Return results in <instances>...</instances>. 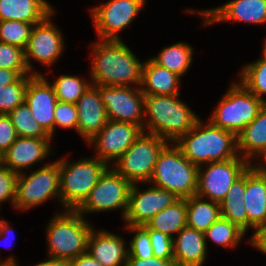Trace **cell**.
<instances>
[{
  "instance_id": "obj_1",
  "label": "cell",
  "mask_w": 266,
  "mask_h": 266,
  "mask_svg": "<svg viewBox=\"0 0 266 266\" xmlns=\"http://www.w3.org/2000/svg\"><path fill=\"white\" fill-rule=\"evenodd\" d=\"M91 46L92 85L141 87L144 61L137 58L122 39L99 40Z\"/></svg>"
},
{
  "instance_id": "obj_2",
  "label": "cell",
  "mask_w": 266,
  "mask_h": 266,
  "mask_svg": "<svg viewBox=\"0 0 266 266\" xmlns=\"http://www.w3.org/2000/svg\"><path fill=\"white\" fill-rule=\"evenodd\" d=\"M179 95L144 96L143 132L175 143L194 127L200 117L179 99Z\"/></svg>"
},
{
  "instance_id": "obj_3",
  "label": "cell",
  "mask_w": 266,
  "mask_h": 266,
  "mask_svg": "<svg viewBox=\"0 0 266 266\" xmlns=\"http://www.w3.org/2000/svg\"><path fill=\"white\" fill-rule=\"evenodd\" d=\"M200 119L175 142L191 163L199 167L239 156L237 136L233 132L221 129L209 120L204 122Z\"/></svg>"
},
{
  "instance_id": "obj_4",
  "label": "cell",
  "mask_w": 266,
  "mask_h": 266,
  "mask_svg": "<svg viewBox=\"0 0 266 266\" xmlns=\"http://www.w3.org/2000/svg\"><path fill=\"white\" fill-rule=\"evenodd\" d=\"M47 257L73 260L87 252L93 225L76 210H61L47 224Z\"/></svg>"
},
{
  "instance_id": "obj_5",
  "label": "cell",
  "mask_w": 266,
  "mask_h": 266,
  "mask_svg": "<svg viewBox=\"0 0 266 266\" xmlns=\"http://www.w3.org/2000/svg\"><path fill=\"white\" fill-rule=\"evenodd\" d=\"M198 168L175 143L169 142L160 152L148 183L187 199L196 195Z\"/></svg>"
},
{
  "instance_id": "obj_6",
  "label": "cell",
  "mask_w": 266,
  "mask_h": 266,
  "mask_svg": "<svg viewBox=\"0 0 266 266\" xmlns=\"http://www.w3.org/2000/svg\"><path fill=\"white\" fill-rule=\"evenodd\" d=\"M110 166L96 156L74 162L59 159L60 197L64 210H77Z\"/></svg>"
},
{
  "instance_id": "obj_7",
  "label": "cell",
  "mask_w": 266,
  "mask_h": 266,
  "mask_svg": "<svg viewBox=\"0 0 266 266\" xmlns=\"http://www.w3.org/2000/svg\"><path fill=\"white\" fill-rule=\"evenodd\" d=\"M264 104L240 81L232 82L208 119L213 125L236 136L257 116Z\"/></svg>"
},
{
  "instance_id": "obj_8",
  "label": "cell",
  "mask_w": 266,
  "mask_h": 266,
  "mask_svg": "<svg viewBox=\"0 0 266 266\" xmlns=\"http://www.w3.org/2000/svg\"><path fill=\"white\" fill-rule=\"evenodd\" d=\"M43 165L28 175L26 172L18 175L15 209L27 211L50 199H56L61 204L59 160Z\"/></svg>"
},
{
  "instance_id": "obj_9",
  "label": "cell",
  "mask_w": 266,
  "mask_h": 266,
  "mask_svg": "<svg viewBox=\"0 0 266 266\" xmlns=\"http://www.w3.org/2000/svg\"><path fill=\"white\" fill-rule=\"evenodd\" d=\"M169 142L154 134L142 132L126 152L112 165L132 184L149 182L162 149Z\"/></svg>"
},
{
  "instance_id": "obj_10",
  "label": "cell",
  "mask_w": 266,
  "mask_h": 266,
  "mask_svg": "<svg viewBox=\"0 0 266 266\" xmlns=\"http://www.w3.org/2000/svg\"><path fill=\"white\" fill-rule=\"evenodd\" d=\"M110 166L91 190L88 198L76 210L79 214H92L121 209L124 219L132 183Z\"/></svg>"
},
{
  "instance_id": "obj_11",
  "label": "cell",
  "mask_w": 266,
  "mask_h": 266,
  "mask_svg": "<svg viewBox=\"0 0 266 266\" xmlns=\"http://www.w3.org/2000/svg\"><path fill=\"white\" fill-rule=\"evenodd\" d=\"M55 10L49 14L41 23L32 28L30 38L24 49L25 61L29 72L33 75H42L35 71L32 60L47 68L56 63L65 50L64 35L58 26L52 22ZM63 35V36H62Z\"/></svg>"
},
{
  "instance_id": "obj_12",
  "label": "cell",
  "mask_w": 266,
  "mask_h": 266,
  "mask_svg": "<svg viewBox=\"0 0 266 266\" xmlns=\"http://www.w3.org/2000/svg\"><path fill=\"white\" fill-rule=\"evenodd\" d=\"M146 0H108L90 10L99 40H121L119 33L128 28L143 10Z\"/></svg>"
},
{
  "instance_id": "obj_13",
  "label": "cell",
  "mask_w": 266,
  "mask_h": 266,
  "mask_svg": "<svg viewBox=\"0 0 266 266\" xmlns=\"http://www.w3.org/2000/svg\"><path fill=\"white\" fill-rule=\"evenodd\" d=\"M249 165L250 163L239 155L233 159L208 163L205 167L199 166L196 195L220 203L233 182Z\"/></svg>"
},
{
  "instance_id": "obj_14",
  "label": "cell",
  "mask_w": 266,
  "mask_h": 266,
  "mask_svg": "<svg viewBox=\"0 0 266 266\" xmlns=\"http://www.w3.org/2000/svg\"><path fill=\"white\" fill-rule=\"evenodd\" d=\"M99 89L108 120L144 126V94L140 87L102 86Z\"/></svg>"
},
{
  "instance_id": "obj_15",
  "label": "cell",
  "mask_w": 266,
  "mask_h": 266,
  "mask_svg": "<svg viewBox=\"0 0 266 266\" xmlns=\"http://www.w3.org/2000/svg\"><path fill=\"white\" fill-rule=\"evenodd\" d=\"M142 132L143 129L139 125L108 120L107 124L87 142V145H93L96 151L95 156L111 166Z\"/></svg>"
},
{
  "instance_id": "obj_16",
  "label": "cell",
  "mask_w": 266,
  "mask_h": 266,
  "mask_svg": "<svg viewBox=\"0 0 266 266\" xmlns=\"http://www.w3.org/2000/svg\"><path fill=\"white\" fill-rule=\"evenodd\" d=\"M139 184H132L130 190L128 209L123 219L126 225H145L157 213L179 199L166 189L149 183L148 188L140 190Z\"/></svg>"
},
{
  "instance_id": "obj_17",
  "label": "cell",
  "mask_w": 266,
  "mask_h": 266,
  "mask_svg": "<svg viewBox=\"0 0 266 266\" xmlns=\"http://www.w3.org/2000/svg\"><path fill=\"white\" fill-rule=\"evenodd\" d=\"M197 13L203 19L202 26L220 22H241L248 24H266V0H230L224 5L206 10H184Z\"/></svg>"
},
{
  "instance_id": "obj_18",
  "label": "cell",
  "mask_w": 266,
  "mask_h": 266,
  "mask_svg": "<svg viewBox=\"0 0 266 266\" xmlns=\"http://www.w3.org/2000/svg\"><path fill=\"white\" fill-rule=\"evenodd\" d=\"M46 75H33L28 80L25 103L31 110L32 117L53 139L54 111L58 102L53 86Z\"/></svg>"
},
{
  "instance_id": "obj_19",
  "label": "cell",
  "mask_w": 266,
  "mask_h": 266,
  "mask_svg": "<svg viewBox=\"0 0 266 266\" xmlns=\"http://www.w3.org/2000/svg\"><path fill=\"white\" fill-rule=\"evenodd\" d=\"M52 138L20 137L2 154V165L20 174L27 168L42 162L50 155L55 156L51 149ZM52 152V153H51Z\"/></svg>"
},
{
  "instance_id": "obj_20",
  "label": "cell",
  "mask_w": 266,
  "mask_h": 266,
  "mask_svg": "<svg viewBox=\"0 0 266 266\" xmlns=\"http://www.w3.org/2000/svg\"><path fill=\"white\" fill-rule=\"evenodd\" d=\"M76 107L78 111L77 133L87 143L108 121L99 89L91 84L76 102Z\"/></svg>"
},
{
  "instance_id": "obj_21",
  "label": "cell",
  "mask_w": 266,
  "mask_h": 266,
  "mask_svg": "<svg viewBox=\"0 0 266 266\" xmlns=\"http://www.w3.org/2000/svg\"><path fill=\"white\" fill-rule=\"evenodd\" d=\"M126 240L106 230H91L87 252L103 266H124L128 258Z\"/></svg>"
},
{
  "instance_id": "obj_22",
  "label": "cell",
  "mask_w": 266,
  "mask_h": 266,
  "mask_svg": "<svg viewBox=\"0 0 266 266\" xmlns=\"http://www.w3.org/2000/svg\"><path fill=\"white\" fill-rule=\"evenodd\" d=\"M244 205L248 217V229L254 231L266 220V174L250 165L245 170Z\"/></svg>"
},
{
  "instance_id": "obj_23",
  "label": "cell",
  "mask_w": 266,
  "mask_h": 266,
  "mask_svg": "<svg viewBox=\"0 0 266 266\" xmlns=\"http://www.w3.org/2000/svg\"><path fill=\"white\" fill-rule=\"evenodd\" d=\"M173 238V259L175 266H203L206 261L207 245L204 233L184 227Z\"/></svg>"
},
{
  "instance_id": "obj_24",
  "label": "cell",
  "mask_w": 266,
  "mask_h": 266,
  "mask_svg": "<svg viewBox=\"0 0 266 266\" xmlns=\"http://www.w3.org/2000/svg\"><path fill=\"white\" fill-rule=\"evenodd\" d=\"M181 77L167 68L156 64L151 58L142 66L141 90L144 95H176L179 92Z\"/></svg>"
},
{
  "instance_id": "obj_25",
  "label": "cell",
  "mask_w": 266,
  "mask_h": 266,
  "mask_svg": "<svg viewBox=\"0 0 266 266\" xmlns=\"http://www.w3.org/2000/svg\"><path fill=\"white\" fill-rule=\"evenodd\" d=\"M47 0H0V21L41 23L55 9Z\"/></svg>"
},
{
  "instance_id": "obj_26",
  "label": "cell",
  "mask_w": 266,
  "mask_h": 266,
  "mask_svg": "<svg viewBox=\"0 0 266 266\" xmlns=\"http://www.w3.org/2000/svg\"><path fill=\"white\" fill-rule=\"evenodd\" d=\"M266 148V103H264L256 118L237 135L238 154L250 164L255 157Z\"/></svg>"
},
{
  "instance_id": "obj_27",
  "label": "cell",
  "mask_w": 266,
  "mask_h": 266,
  "mask_svg": "<svg viewBox=\"0 0 266 266\" xmlns=\"http://www.w3.org/2000/svg\"><path fill=\"white\" fill-rule=\"evenodd\" d=\"M245 171L237 178L224 199L220 202L221 217L237 224L245 232L248 231V217L244 205Z\"/></svg>"
},
{
  "instance_id": "obj_28",
  "label": "cell",
  "mask_w": 266,
  "mask_h": 266,
  "mask_svg": "<svg viewBox=\"0 0 266 266\" xmlns=\"http://www.w3.org/2000/svg\"><path fill=\"white\" fill-rule=\"evenodd\" d=\"M187 227L205 232L221 217L220 203L197 195L186 199Z\"/></svg>"
},
{
  "instance_id": "obj_29",
  "label": "cell",
  "mask_w": 266,
  "mask_h": 266,
  "mask_svg": "<svg viewBox=\"0 0 266 266\" xmlns=\"http://www.w3.org/2000/svg\"><path fill=\"white\" fill-rule=\"evenodd\" d=\"M186 199H178L172 205L157 213L146 225L174 238L187 225Z\"/></svg>"
},
{
  "instance_id": "obj_30",
  "label": "cell",
  "mask_w": 266,
  "mask_h": 266,
  "mask_svg": "<svg viewBox=\"0 0 266 266\" xmlns=\"http://www.w3.org/2000/svg\"><path fill=\"white\" fill-rule=\"evenodd\" d=\"M193 47L177 42L164 47L157 56L151 58L156 64L182 77L190 69L193 61Z\"/></svg>"
},
{
  "instance_id": "obj_31",
  "label": "cell",
  "mask_w": 266,
  "mask_h": 266,
  "mask_svg": "<svg viewBox=\"0 0 266 266\" xmlns=\"http://www.w3.org/2000/svg\"><path fill=\"white\" fill-rule=\"evenodd\" d=\"M245 234L246 232L237 224L220 217L204 232V238L206 244L207 241L211 240L216 246L231 247L230 249H234L244 239Z\"/></svg>"
},
{
  "instance_id": "obj_32",
  "label": "cell",
  "mask_w": 266,
  "mask_h": 266,
  "mask_svg": "<svg viewBox=\"0 0 266 266\" xmlns=\"http://www.w3.org/2000/svg\"><path fill=\"white\" fill-rule=\"evenodd\" d=\"M241 69L238 81L266 103L263 97L266 95V61L259 58L255 62L245 64Z\"/></svg>"
},
{
  "instance_id": "obj_33",
  "label": "cell",
  "mask_w": 266,
  "mask_h": 266,
  "mask_svg": "<svg viewBox=\"0 0 266 266\" xmlns=\"http://www.w3.org/2000/svg\"><path fill=\"white\" fill-rule=\"evenodd\" d=\"M51 85L58 101L76 104L91 85V81L85 77L62 74Z\"/></svg>"
},
{
  "instance_id": "obj_34",
  "label": "cell",
  "mask_w": 266,
  "mask_h": 266,
  "mask_svg": "<svg viewBox=\"0 0 266 266\" xmlns=\"http://www.w3.org/2000/svg\"><path fill=\"white\" fill-rule=\"evenodd\" d=\"M17 135L20 137H34V138H51L36 122L31 115V110L26 103L17 106L13 111L7 114Z\"/></svg>"
},
{
  "instance_id": "obj_35",
  "label": "cell",
  "mask_w": 266,
  "mask_h": 266,
  "mask_svg": "<svg viewBox=\"0 0 266 266\" xmlns=\"http://www.w3.org/2000/svg\"><path fill=\"white\" fill-rule=\"evenodd\" d=\"M33 75L20 76L14 83L0 89V114H8L17 106L25 103L28 80Z\"/></svg>"
},
{
  "instance_id": "obj_36",
  "label": "cell",
  "mask_w": 266,
  "mask_h": 266,
  "mask_svg": "<svg viewBox=\"0 0 266 266\" xmlns=\"http://www.w3.org/2000/svg\"><path fill=\"white\" fill-rule=\"evenodd\" d=\"M33 26L17 20L0 21V42L25 49Z\"/></svg>"
},
{
  "instance_id": "obj_37",
  "label": "cell",
  "mask_w": 266,
  "mask_h": 266,
  "mask_svg": "<svg viewBox=\"0 0 266 266\" xmlns=\"http://www.w3.org/2000/svg\"><path fill=\"white\" fill-rule=\"evenodd\" d=\"M126 230L134 233L129 241L128 257L133 258H153V248L149 232L142 225H125Z\"/></svg>"
},
{
  "instance_id": "obj_38",
  "label": "cell",
  "mask_w": 266,
  "mask_h": 266,
  "mask_svg": "<svg viewBox=\"0 0 266 266\" xmlns=\"http://www.w3.org/2000/svg\"><path fill=\"white\" fill-rule=\"evenodd\" d=\"M0 68L15 70L21 76L33 75L29 72L24 49L0 42Z\"/></svg>"
},
{
  "instance_id": "obj_39",
  "label": "cell",
  "mask_w": 266,
  "mask_h": 266,
  "mask_svg": "<svg viewBox=\"0 0 266 266\" xmlns=\"http://www.w3.org/2000/svg\"><path fill=\"white\" fill-rule=\"evenodd\" d=\"M78 111L76 104L58 101L54 111V134L56 127L74 129L77 132Z\"/></svg>"
},
{
  "instance_id": "obj_40",
  "label": "cell",
  "mask_w": 266,
  "mask_h": 266,
  "mask_svg": "<svg viewBox=\"0 0 266 266\" xmlns=\"http://www.w3.org/2000/svg\"><path fill=\"white\" fill-rule=\"evenodd\" d=\"M142 226L149 232L154 257L173 259V238L160 231L150 229L146 224Z\"/></svg>"
},
{
  "instance_id": "obj_41",
  "label": "cell",
  "mask_w": 266,
  "mask_h": 266,
  "mask_svg": "<svg viewBox=\"0 0 266 266\" xmlns=\"http://www.w3.org/2000/svg\"><path fill=\"white\" fill-rule=\"evenodd\" d=\"M17 173L13 172L4 165L0 166V208L1 203L10 201L13 204L16 198Z\"/></svg>"
},
{
  "instance_id": "obj_42",
  "label": "cell",
  "mask_w": 266,
  "mask_h": 266,
  "mask_svg": "<svg viewBox=\"0 0 266 266\" xmlns=\"http://www.w3.org/2000/svg\"><path fill=\"white\" fill-rule=\"evenodd\" d=\"M18 138L16 129L7 114H0V155Z\"/></svg>"
},
{
  "instance_id": "obj_43",
  "label": "cell",
  "mask_w": 266,
  "mask_h": 266,
  "mask_svg": "<svg viewBox=\"0 0 266 266\" xmlns=\"http://www.w3.org/2000/svg\"><path fill=\"white\" fill-rule=\"evenodd\" d=\"M124 266H175L174 259L153 258H133L128 257Z\"/></svg>"
},
{
  "instance_id": "obj_44",
  "label": "cell",
  "mask_w": 266,
  "mask_h": 266,
  "mask_svg": "<svg viewBox=\"0 0 266 266\" xmlns=\"http://www.w3.org/2000/svg\"><path fill=\"white\" fill-rule=\"evenodd\" d=\"M13 231V232H12ZM13 234L14 233V230H13V228H12V226H10V223H9V221L7 222V221H5V220H1V222H0V242L2 241V240H4V241H2L3 243H4V246L6 245V246H8L7 245V243L9 244H11V240H12V238L14 237V236H12L11 234ZM12 237H11V236ZM11 239V240H10ZM6 241V242H5ZM3 243H0V246H3L2 244ZM5 246V247H6ZM8 247H10V245L8 246ZM1 254V253H0ZM1 257V256H0ZM0 263H18L17 262V260L15 259V256L13 257V256H8L7 258H6V260L4 259V260H2V259H0Z\"/></svg>"
},
{
  "instance_id": "obj_45",
  "label": "cell",
  "mask_w": 266,
  "mask_h": 266,
  "mask_svg": "<svg viewBox=\"0 0 266 266\" xmlns=\"http://www.w3.org/2000/svg\"><path fill=\"white\" fill-rule=\"evenodd\" d=\"M249 244L266 254V220L251 235Z\"/></svg>"
},
{
  "instance_id": "obj_46",
  "label": "cell",
  "mask_w": 266,
  "mask_h": 266,
  "mask_svg": "<svg viewBox=\"0 0 266 266\" xmlns=\"http://www.w3.org/2000/svg\"><path fill=\"white\" fill-rule=\"evenodd\" d=\"M72 266H103L95 260L88 252L79 255L78 257L70 260Z\"/></svg>"
},
{
  "instance_id": "obj_47",
  "label": "cell",
  "mask_w": 266,
  "mask_h": 266,
  "mask_svg": "<svg viewBox=\"0 0 266 266\" xmlns=\"http://www.w3.org/2000/svg\"><path fill=\"white\" fill-rule=\"evenodd\" d=\"M21 75L15 70L0 68V89L14 83Z\"/></svg>"
},
{
  "instance_id": "obj_48",
  "label": "cell",
  "mask_w": 266,
  "mask_h": 266,
  "mask_svg": "<svg viewBox=\"0 0 266 266\" xmlns=\"http://www.w3.org/2000/svg\"><path fill=\"white\" fill-rule=\"evenodd\" d=\"M255 158L258 160V163H259V161H260L261 163H259V165H258L257 163H254V165H253V164H250V166H251L254 170L266 174V148L263 149L259 154H257V156H256ZM258 158H259V159H258ZM261 160H262L263 162H262Z\"/></svg>"
},
{
  "instance_id": "obj_49",
  "label": "cell",
  "mask_w": 266,
  "mask_h": 266,
  "mask_svg": "<svg viewBox=\"0 0 266 266\" xmlns=\"http://www.w3.org/2000/svg\"><path fill=\"white\" fill-rule=\"evenodd\" d=\"M43 262H40L33 266H72L70 260L65 259H56V258H50L47 257Z\"/></svg>"
},
{
  "instance_id": "obj_50",
  "label": "cell",
  "mask_w": 266,
  "mask_h": 266,
  "mask_svg": "<svg viewBox=\"0 0 266 266\" xmlns=\"http://www.w3.org/2000/svg\"><path fill=\"white\" fill-rule=\"evenodd\" d=\"M265 42H264V47H263V51H262V55H261V58L260 59H263V60H265L266 61V38H265V40H264Z\"/></svg>"
},
{
  "instance_id": "obj_51",
  "label": "cell",
  "mask_w": 266,
  "mask_h": 266,
  "mask_svg": "<svg viewBox=\"0 0 266 266\" xmlns=\"http://www.w3.org/2000/svg\"><path fill=\"white\" fill-rule=\"evenodd\" d=\"M0 266H18L17 263H0Z\"/></svg>"
},
{
  "instance_id": "obj_52",
  "label": "cell",
  "mask_w": 266,
  "mask_h": 266,
  "mask_svg": "<svg viewBox=\"0 0 266 266\" xmlns=\"http://www.w3.org/2000/svg\"><path fill=\"white\" fill-rule=\"evenodd\" d=\"M2 165V159H1V155H0V166Z\"/></svg>"
}]
</instances>
